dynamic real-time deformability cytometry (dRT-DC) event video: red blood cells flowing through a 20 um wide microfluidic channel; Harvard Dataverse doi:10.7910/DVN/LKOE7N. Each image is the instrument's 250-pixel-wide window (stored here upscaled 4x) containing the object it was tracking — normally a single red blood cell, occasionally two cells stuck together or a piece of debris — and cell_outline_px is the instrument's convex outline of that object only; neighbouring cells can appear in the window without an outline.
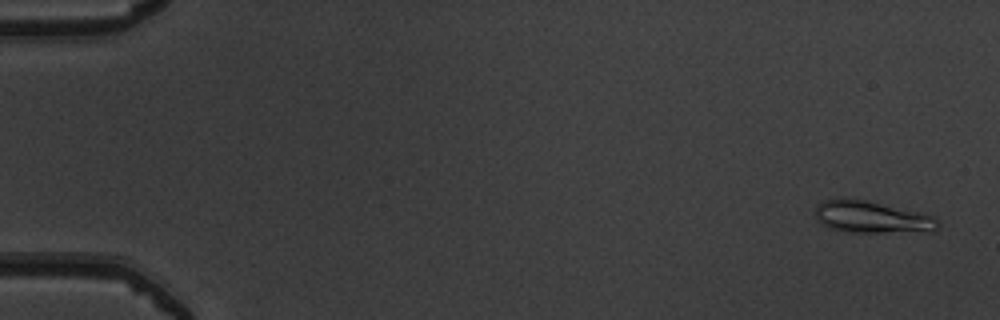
{"species": "common noctule bat (a hibernating species)", "species_latin": "Nyctalus noctula", "temperature_condition": "warm", "stored_images_in_passage": 51, "camera_frame_rate_fps": 3000, "um_per_image_px": 0.085, "animal": {"sex": "male", "body_mass_g": 19.5, "forearm_length_mm": 54.6}, "frame": {"image": 1, "passage_image": 2, "time_ms": 0.333, "image_size_px": [1000, 320], "cell_outline_px": [[940, 224], [932, 232], [848, 232], [828, 228], [820, 224], [816, 220], [816, 208], [824, 200], [840, 196], [864, 200], [936, 216], [940, 220]], "centroid_in_image_um": [74.1, 18.46], "position_along_channel_um": 10.9, "area_um2": 23.18}}
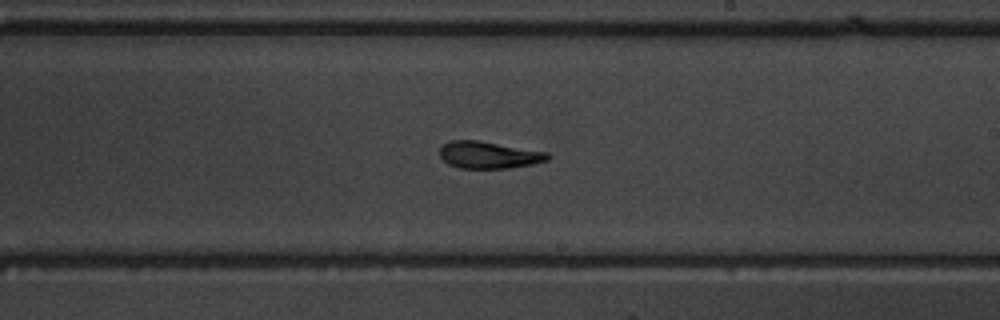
{"frame": {"image": 2, "passage_image": 31, "time_ms": 10.0, "image_size_px": [1000, 320], "cell_outline_px": [[552, 156], [548, 160], [532, 164], [508, 168], [460, 168], [448, 164], [440, 156], [440, 148], [448, 140], [480, 140], [548, 152]], "centroid_in_image_um": [41.56, 13.16], "position_along_channel_um": 247.4, "area_um2": 17.11}}
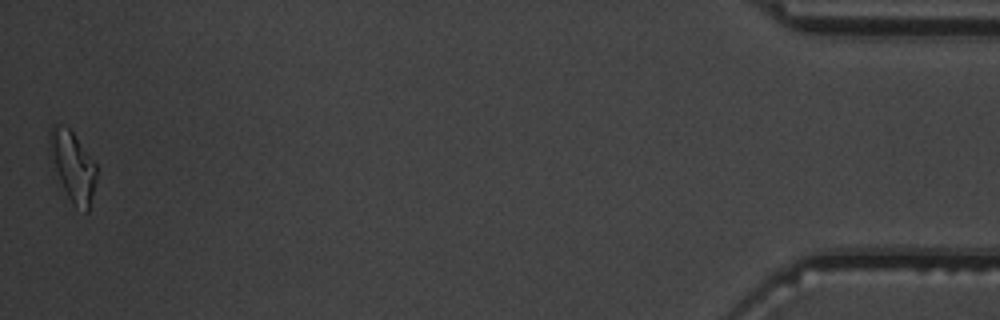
{"frame": {"image": 3, "passage_image": 51, "time_ms": 16.667, "image_size_px": [1000, 320], "cell_outline_px": [[96, 180], [88, 212], [84, 212], [76, 208], [68, 196], [48, 156], [48, 132], [52, 124], [60, 124], [68, 128], [72, 132], [96, 164]], "centroid_in_image_um": [6.14, 14.1], "position_along_channel_um": 429.1, "area_um2": 19.13}, "authors_computed_cell_mechanics": {"area_um2": 17.918, "velocity_mm_per_s": 3.9976, "shape_relaxation_time_tau1_ms": 4.7604, "shape_relaxation_time_tau2_ms": 1.9372, "deformation_change_tau1": 0.1974, "deformation_change_tau2": 0.1131}}